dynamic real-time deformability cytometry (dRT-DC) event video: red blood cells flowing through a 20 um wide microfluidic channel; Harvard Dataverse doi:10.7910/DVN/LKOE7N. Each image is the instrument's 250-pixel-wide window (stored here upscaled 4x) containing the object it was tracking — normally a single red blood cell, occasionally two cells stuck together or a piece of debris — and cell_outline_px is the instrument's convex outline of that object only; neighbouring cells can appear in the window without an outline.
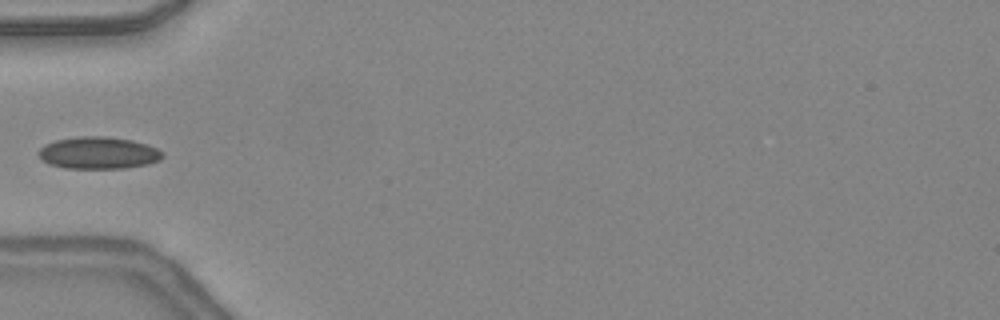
{"species": "common noctule bat (a hibernating species)", "species_latin": "Nyctalus noctula", "temperature_condition": "warm", "stored_images_in_passage": 32, "camera_frame_rate_fps": 3000, "um_per_image_px": 0.085, "animal": {"sex": "female", "body_mass_g": 24.6, "forearm_length_mm": 56.2}, "frame": {"image": 1, "passage_image": 1, "time_ms": 0.0, "image_size_px": [1000, 320], "cell_outline_px": [[164, 156], [160, 160], [148, 164], [124, 168], [64, 168], [48, 164], [36, 152], [44, 144], [56, 140], [80, 136], [104, 136], [132, 140], [148, 144], [164, 152]], "centroid_in_image_um": [8.38, 12.99], "position_along_channel_um": 76.6, "area_um2": 23.29}}
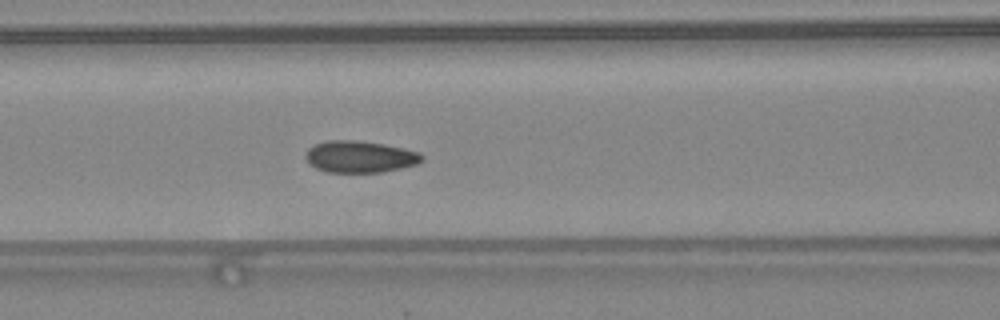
{"frame": {"image": 2, "passage_image": 5, "time_ms": 1.333, "image_size_px": [1000, 320], "cell_outline_px": [[424, 160], [416, 164], [384, 172], [328, 172], [316, 168], [308, 164], [304, 156], [308, 148], [316, 144], [328, 140], [352, 140], [384, 144], [404, 148], [420, 152], [424, 156]], "centroid_in_image_um": [30.59, 13.32], "position_along_channel_um": 136.0, "area_um2": 21.62}}